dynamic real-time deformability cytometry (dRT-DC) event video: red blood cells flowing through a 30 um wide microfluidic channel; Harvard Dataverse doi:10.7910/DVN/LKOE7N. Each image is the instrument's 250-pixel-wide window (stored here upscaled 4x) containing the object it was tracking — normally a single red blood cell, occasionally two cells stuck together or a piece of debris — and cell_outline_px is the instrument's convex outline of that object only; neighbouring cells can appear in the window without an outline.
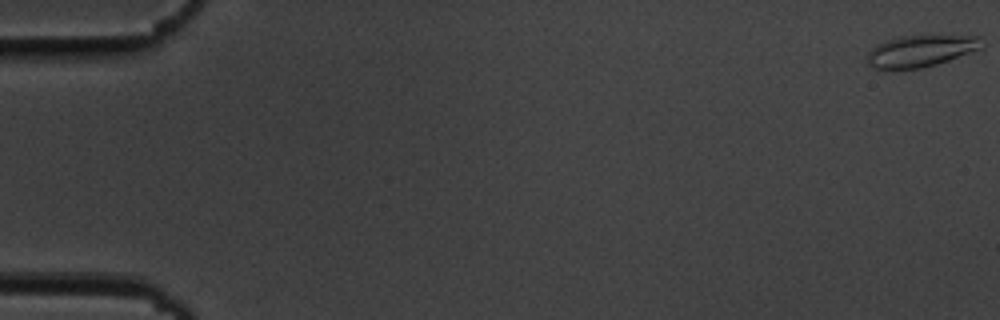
{"species": "common noctule bat (a hibernating species)", "species_latin": "Nyctalus noctula", "temperature_condition": "cold", "stored_images_in_passage": 56, "camera_frame_rate_fps": 3000, "um_per_image_px": 0.085, "animal": {"sex": "male", "body_mass_g": 19.5, "forearm_length_mm": 54.6}, "frame": {"image": 1, "passage_image": 1, "time_ms": 0.0, "image_size_px": [1000, 320], "cell_outline_px": [[980, 48], [948, 60], [936, 64], [920, 68], [872, 68], [868, 64], [868, 52], [876, 44], [900, 36], [980, 36]], "centroid_in_image_um": [78.2, 4.33], "position_along_channel_um": 6.8, "area_um2": 20.46}}
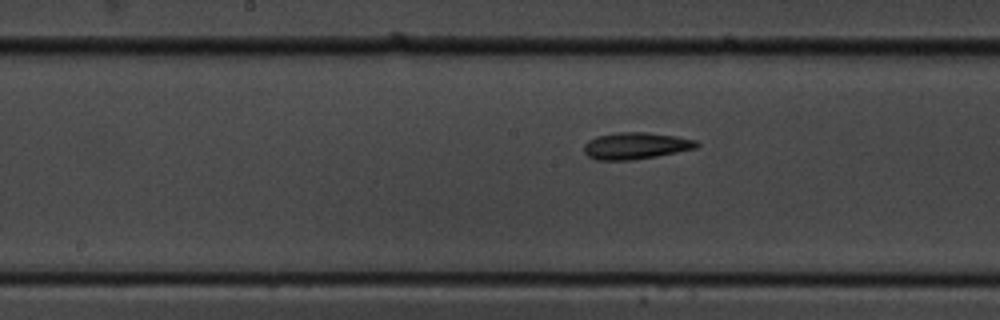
{"frame": {"image": 2, "passage_image": 29, "time_ms": 9.333, "image_size_px": [1000, 320], "cell_outline_px": [[700, 144], [696, 148], [656, 156], [632, 160], [596, 160], [588, 156], [584, 152], [584, 144], [588, 140], [596, 136], [616, 132], [648, 132], [676, 136], [696, 140]], "centroid_in_image_um": [54.01, 12.38], "position_along_channel_um": 194.2, "area_um2": 17.63}}
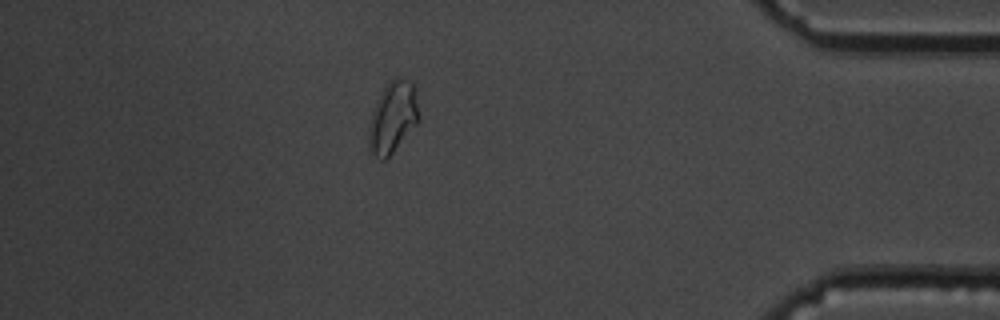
{"frame": {"image": 3, "passage_image": 49, "time_ms": 16.0, "image_size_px": [1000, 320], "cell_outline_px": [[420, 120], [392, 152], [384, 160], [380, 160], [368, 152], [368, 124], [372, 112], [388, 80], [392, 76], [400, 76], [412, 84], [416, 88], [420, 116]], "centroid_in_image_um": [33.38, 9.96], "position_along_channel_um": 401.8, "area_um2": 21.15}, "authors_computed_cell_mechanics": {"area_um2": 17.9469, "velocity_mm_per_s": 3.6672, "shape_relaxation_time_tau1_ms": 3.5904, "shape_relaxation_time_tau2_ms": 2.7025, "deformation_change_tau1": 0.0888, "deformation_change_tau2": 0.0853}}